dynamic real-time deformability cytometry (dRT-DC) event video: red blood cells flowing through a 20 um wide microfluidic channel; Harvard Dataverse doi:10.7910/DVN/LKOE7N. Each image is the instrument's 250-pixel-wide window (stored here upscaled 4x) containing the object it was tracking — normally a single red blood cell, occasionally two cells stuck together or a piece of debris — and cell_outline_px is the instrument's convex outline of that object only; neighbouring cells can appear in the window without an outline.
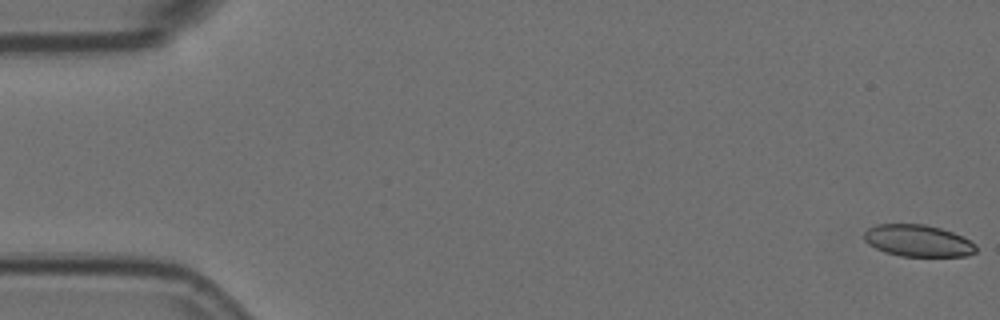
{"species": "Egyptian fruit bat (a non-hibernating species)", "species_latin": "Rousettus aegyptiacus", "temperature_condition": "room temperature", "stored_images_in_passage": 10, "camera_frame_rate_fps": 3000, "um_per_image_px": 0.085, "animal": {"sex": "female"}, "frame": {"image": 1, "passage_image": 1, "time_ms": 0.0, "image_size_px": [1000, 320], "cell_outline_px": [[976, 252], [968, 256], [900, 256], [884, 252], [868, 244], [864, 240], [864, 232], [868, 228], [876, 224], [924, 224], [940, 228], [952, 232], [976, 244]], "centroid_in_image_um": [78.0, 20.46], "position_along_channel_um": 7.0, "area_um2": 20.75}}
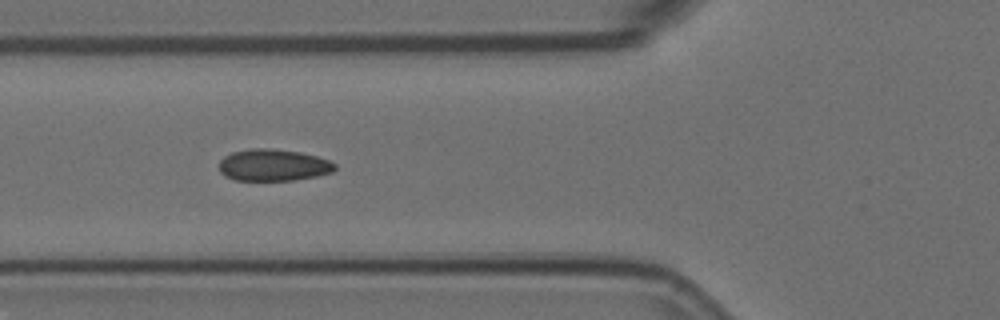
{"frame": {"image": 2, "passage_image": 7, "time_ms": 2.0, "image_size_px": [1000, 320], "cell_outline_px": [[336, 168], [332, 172], [316, 176], [296, 180], [236, 180], [224, 176], [220, 172], [220, 160], [224, 156], [232, 152], [252, 148], [268, 148], [300, 152], [316, 156], [328, 160], [336, 164]], "centroid_in_image_um": [23.22, 14.03], "position_along_channel_um": 102.6, "area_um2": 21.44}}
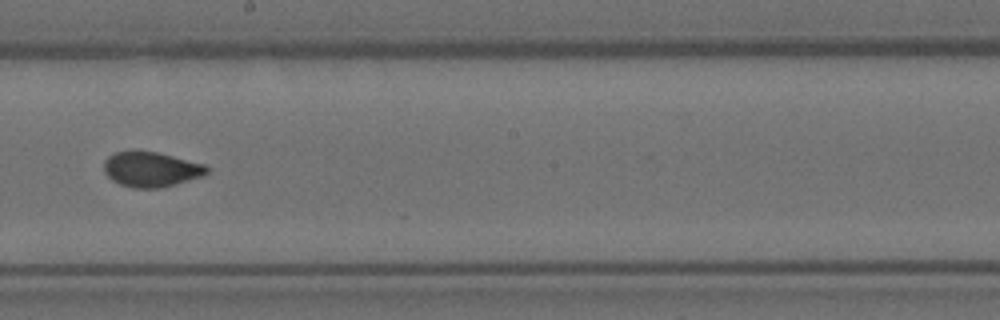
{"frame": {"image": 3, "passage_image": 10, "time_ms": 3.0, "image_size_px": [1000, 320], "cell_outline_px": [[208, 172], [200, 176], [176, 184], [160, 188], [132, 188], [120, 184], [112, 180], [104, 172], [104, 160], [108, 156], [116, 152], [156, 152], [204, 164], [208, 168]], "centroid_in_image_um": [12.81, 14.41], "position_along_channel_um": 235.4, "area_um2": 20.63}}